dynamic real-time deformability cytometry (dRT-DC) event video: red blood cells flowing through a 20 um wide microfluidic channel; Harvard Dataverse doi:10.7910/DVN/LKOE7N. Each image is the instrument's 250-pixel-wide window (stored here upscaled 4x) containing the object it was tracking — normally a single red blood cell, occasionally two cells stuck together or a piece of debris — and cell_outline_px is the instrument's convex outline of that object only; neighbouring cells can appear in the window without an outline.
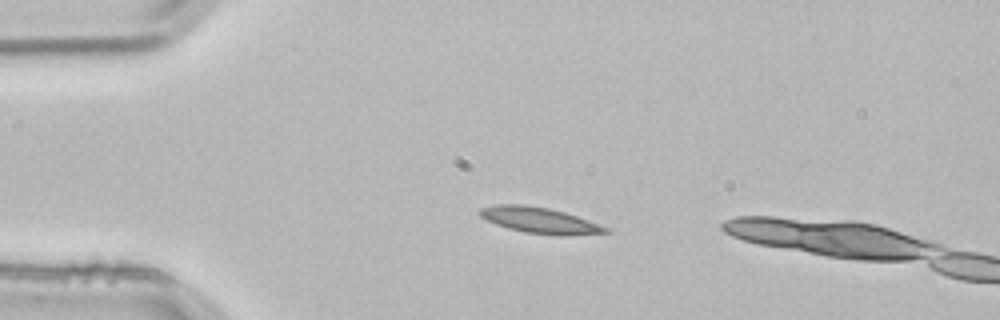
{"species": "common noctule bat (a hibernating species)", "species_latin": "Nyctalus noctula", "temperature_condition": "room temperature", "stored_images_in_passage": 2, "camera_frame_rate_fps": 3000, "um_per_image_px": 0.085, "animal": {"sex": "male", "body_mass_g": 21.5, "forearm_length_mm": 52.0}, "frame": {"image": 1, "passage_image": 1, "time_ms": 0.0, "image_size_px": [1000, 320], "cell_outline_px": [[612, 232], [564, 236], [560, 236], [524, 232], [508, 228], [496, 224], [480, 216], [480, 208], [496, 204], [524, 204], [548, 208], [564, 212], [576, 216], [608, 228]], "centroid_in_image_um": [45.87, 18.73], "position_along_channel_um": 39.1, "area_um2": 18.84}}